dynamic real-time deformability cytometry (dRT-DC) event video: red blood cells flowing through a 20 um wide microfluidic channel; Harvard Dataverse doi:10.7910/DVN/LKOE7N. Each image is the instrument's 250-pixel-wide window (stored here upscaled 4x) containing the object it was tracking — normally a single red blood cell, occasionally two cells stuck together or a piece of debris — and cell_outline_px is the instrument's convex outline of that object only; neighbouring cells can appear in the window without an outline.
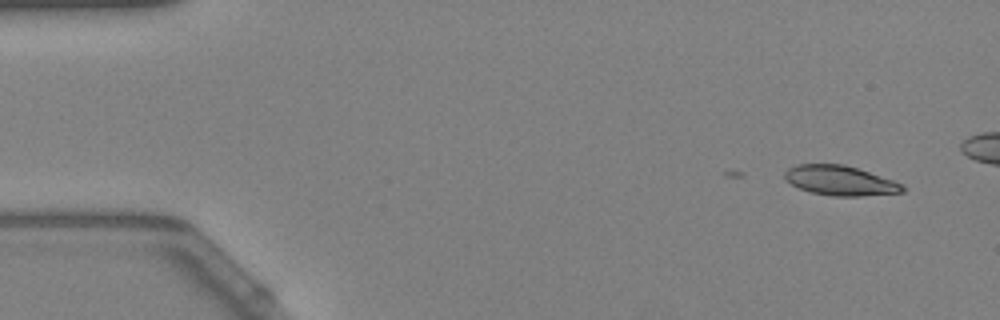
{"species": "Egyptian fruit bat (a non-hibernating species)", "species_latin": "Rousettus aegyptiacus", "temperature_condition": "warm", "stored_images_in_passage": 2, "camera_frame_rate_fps": 3000, "um_per_image_px": 0.085, "animal": {"sex": "female"}, "frame": {"image": 1, "passage_image": 2, "time_ms": 0.333, "image_size_px": [1000, 320], "cell_outline_px": [[904, 192], [860, 196], [832, 196], [812, 192], [800, 188], [784, 180], [784, 172], [788, 168], [796, 164], [844, 164], [904, 184]], "centroid_in_image_um": [71.38, 15.34], "position_along_channel_um": 13.6, "area_um2": 20.29}}